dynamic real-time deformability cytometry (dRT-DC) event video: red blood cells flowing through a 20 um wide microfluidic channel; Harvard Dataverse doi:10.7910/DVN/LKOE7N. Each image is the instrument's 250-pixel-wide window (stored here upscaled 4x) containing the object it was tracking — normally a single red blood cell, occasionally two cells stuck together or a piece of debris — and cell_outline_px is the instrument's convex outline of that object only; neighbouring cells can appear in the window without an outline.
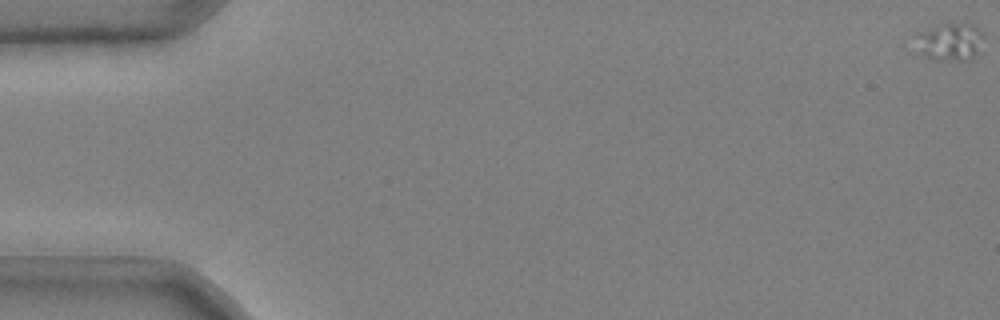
{"species": "common noctule bat (a hibernating species)", "species_latin": "Nyctalus noctula", "temperature_condition": "cold", "stored_images_in_passage": 9, "segment_of_instrument_passage": [1, 2], "camera_frame_rate_fps": 3000, "um_per_image_px": 0.085, "animal": {"sex": "male", "body_mass_g": 20.4}, "frame": {"image": 1, "passage_image": 1, "time_ms": 0.0, "image_size_px": [1000, 320], "cell_outline_px": [[984, 36], [972, 60], [936, 60], [928, 56], [924, 52], [916, 32], [948, 24], [972, 24], [980, 28]], "centroid_in_image_um": [80.86, 3.55], "position_along_channel_um": 4.1, "area_um2": 14.05}}